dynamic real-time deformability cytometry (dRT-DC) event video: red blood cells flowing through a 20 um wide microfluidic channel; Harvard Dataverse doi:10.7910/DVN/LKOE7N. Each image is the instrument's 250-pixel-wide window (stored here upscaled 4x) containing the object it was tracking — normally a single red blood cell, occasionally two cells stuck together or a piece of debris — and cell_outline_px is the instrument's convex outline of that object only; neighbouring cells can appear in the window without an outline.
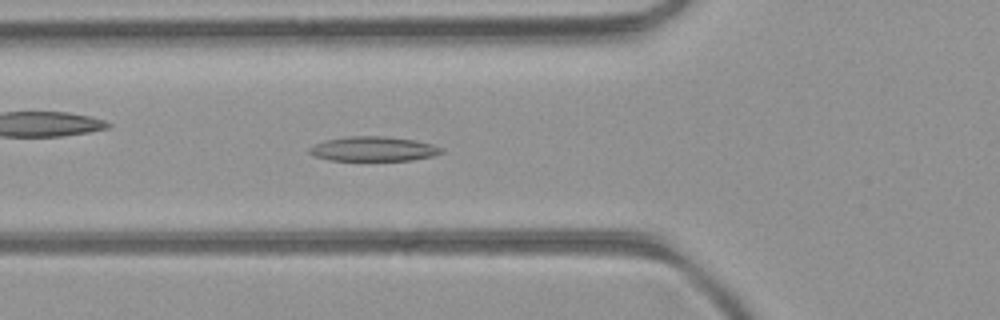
{"species": "common noctule bat (a hibernating species)", "species_latin": "Nyctalus noctula", "temperature_condition": "room temperature", "stored_images_in_passage": 47, "camera_frame_rate_fps": 3000, "um_per_image_px": 0.085, "animal": {"sex": "female", "body_mass_g": 21.9}, "frame": {"image": 1, "passage_image": 16, "time_ms": 5.0, "image_size_px": [1000, 320], "cell_outline_px": [[444, 152], [432, 156], [412, 160], [328, 160], [312, 156], [308, 152], [308, 148], [324, 140], [348, 136], [384, 136], [416, 140], [432, 144], [444, 148]], "centroid_in_image_um": [31.73, 12.65], "position_along_channel_um": 94.1, "area_um2": 19.07}}
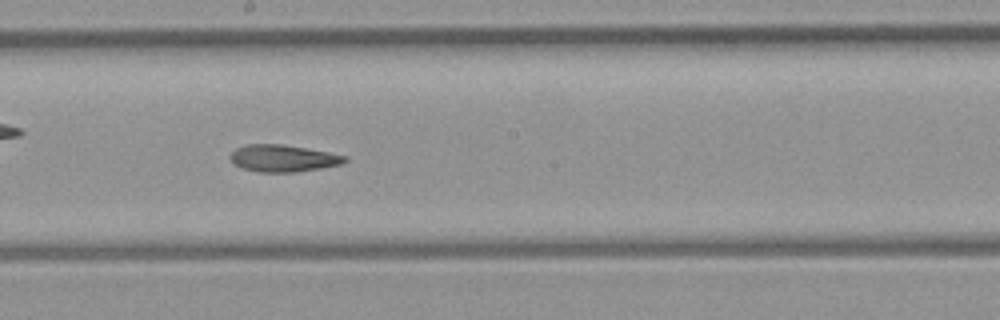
{"frame": {"image": 2, "passage_image": 25, "time_ms": 8.0, "image_size_px": [1000, 320], "cell_outline_px": [[348, 160], [340, 164], [320, 168], [296, 172], [256, 172], [232, 164], [228, 156], [236, 148], [248, 144], [280, 144], [328, 152], [348, 156]], "centroid_in_image_um": [24.02, 13.46], "position_along_channel_um": 224.2, "area_um2": 17.98}}
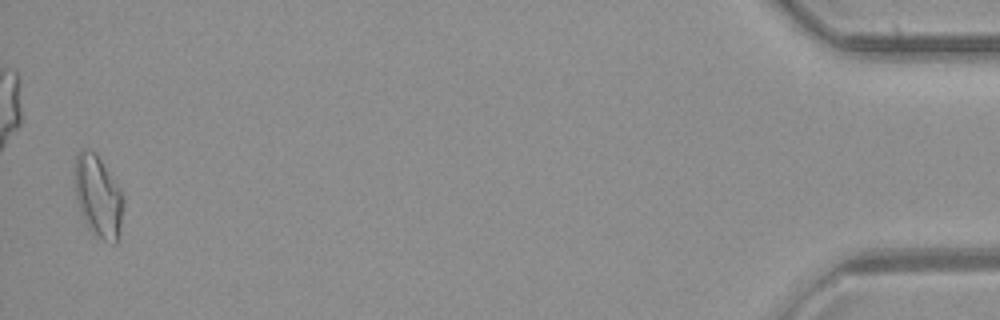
{"frame": {"image": 3, "passage_image": 46, "time_ms": 15.0, "image_size_px": [1000, 320], "cell_outline_px": [[124, 200], [120, 240], [116, 244], [112, 244], [104, 240], [92, 232], [80, 212], [76, 196], [76, 156], [80, 148], [84, 148], [92, 152], [100, 160], [120, 192]], "centroid_in_image_um": [8.37, 16.78], "position_along_channel_um": 426.8, "area_um2": 22.54}}